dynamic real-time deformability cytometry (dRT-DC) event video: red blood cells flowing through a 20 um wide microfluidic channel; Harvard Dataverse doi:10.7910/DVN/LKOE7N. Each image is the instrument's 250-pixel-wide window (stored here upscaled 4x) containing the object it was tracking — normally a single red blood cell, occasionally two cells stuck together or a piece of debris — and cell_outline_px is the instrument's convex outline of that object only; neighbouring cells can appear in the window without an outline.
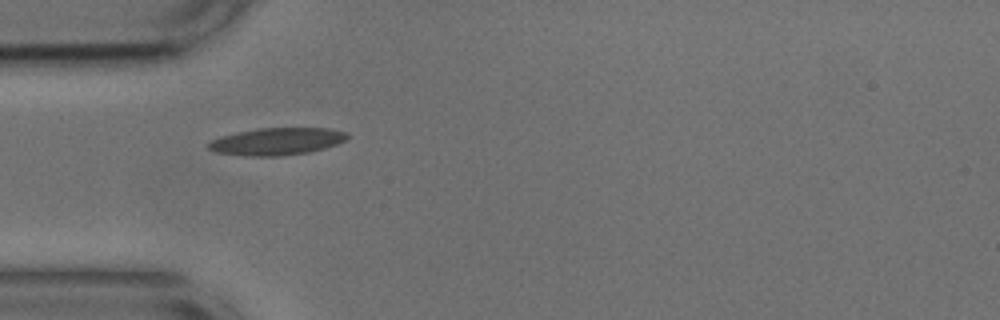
{"species": "common noctule bat (a hibernating species)", "species_latin": "Nyctalus noctula", "temperature_condition": "cold", "stored_images_in_passage": 32, "camera_frame_rate_fps": 3000, "um_per_image_px": 0.085, "animal": {"sex": "male", "body_mass_g": 17.9, "forearm_length_mm": 54.2}, "frame": {"image": 1, "passage_image": 1, "time_ms": 0.0, "image_size_px": [1000, 320], "cell_outline_px": [[348, 140], [324, 148], [308, 152], [280, 156], [248, 156], [216, 152], [208, 148], [204, 144], [220, 136], [236, 132], [256, 128], [328, 128], [348, 132]], "centroid_in_image_um": [23.52, 12.01], "position_along_channel_um": 61.5, "area_um2": 22.2}}
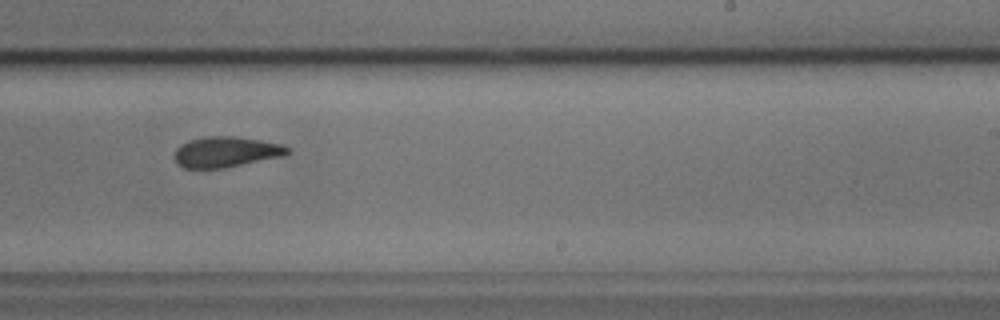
{"frame": {"image": 2, "passage_image": 18, "time_ms": 5.667, "image_size_px": [1000, 320], "cell_outline_px": [[292, 152], [284, 156], [224, 168], [184, 168], [176, 164], [176, 148], [180, 144], [204, 136], [232, 136], [260, 140], [280, 144], [288, 148]], "centroid_in_image_um": [19.22, 12.92], "position_along_channel_um": 269.8, "area_um2": 20.06}}
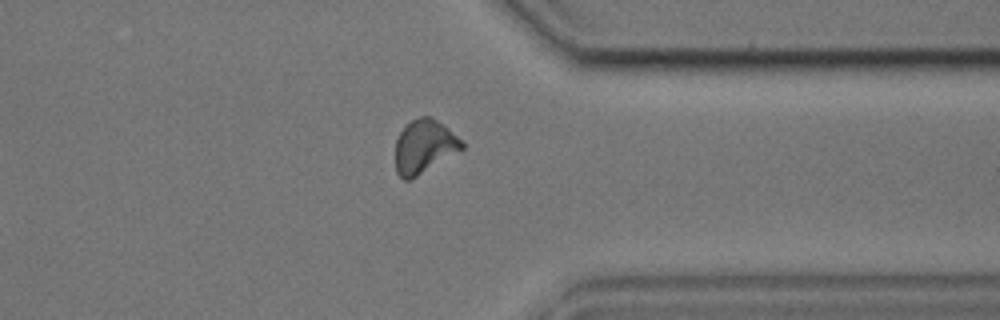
{"frame": {"image": 3, "passage_image": 27, "time_ms": 8.667, "image_size_px": [1000, 320], "cell_outline_px": [[464, 148], [412, 180], [404, 180], [396, 172], [396, 140], [400, 132], [412, 120], [420, 116], [432, 116], [448, 128], [464, 144]], "centroid_in_image_um": [36.05, 12.47], "position_along_channel_um": 375.4, "area_um2": 20.63}, "authors_computed_cell_mechanics": {"area_um2": 20.5479, "velocity_mm_per_s": 3.6937, "shape_relaxation_time_tau1_ms": 3.3137, "shape_relaxation_time_tau2_ms": 2.2918, "deformation_change_tau1": 0.1353, "deformation_change_tau2": 0.086}}